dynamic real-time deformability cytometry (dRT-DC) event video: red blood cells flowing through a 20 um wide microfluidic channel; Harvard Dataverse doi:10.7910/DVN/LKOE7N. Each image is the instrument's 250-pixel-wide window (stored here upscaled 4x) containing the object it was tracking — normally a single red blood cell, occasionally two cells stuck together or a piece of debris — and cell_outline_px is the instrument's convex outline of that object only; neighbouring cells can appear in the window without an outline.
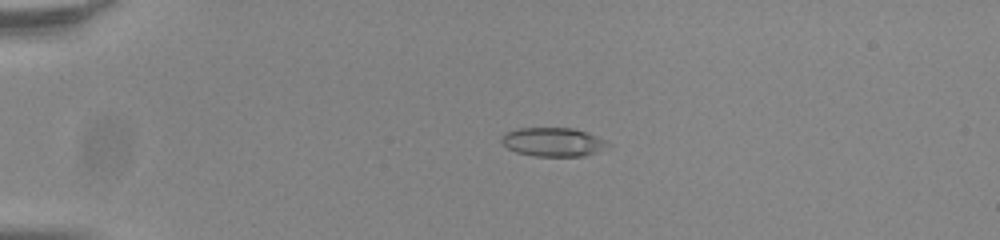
{"species": "common noctule bat (a hibernating species)", "species_latin": "Nyctalus noctula", "temperature_condition": "room temperature", "stored_images_in_passage": 40, "camera_frame_rate_fps": 3000, "um_per_image_px": 0.085, "animal": {"sex": "male", "body_mass_g": 20.0, "forearm_length_mm": 53.3}, "frame": {"image": 1, "passage_image": 2, "time_ms": 0.333, "image_size_px": [1000, 240], "cell_outline_px": [[612, 148], [584, 156], [536, 156], [516, 152], [508, 148], [500, 140], [500, 136], [504, 132], [516, 128], [572, 128], [588, 132], [608, 140], [612, 144]], "centroid_in_image_um": [47.09, 12.07], "position_along_channel_um": 37.9, "area_um2": 18.38}}
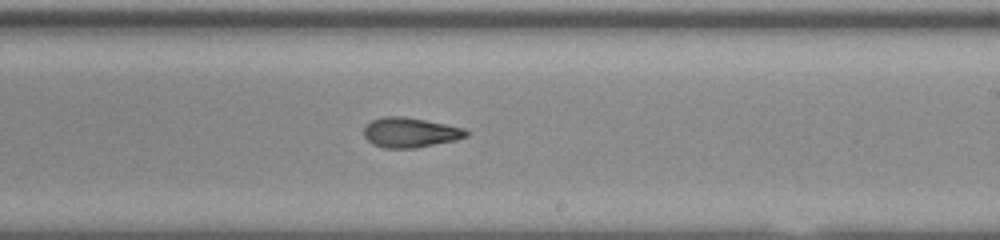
{"frame": {"image": 2, "passage_image": 23, "time_ms": 7.333, "image_size_px": [1000, 240], "cell_outline_px": [[468, 136], [456, 140], [416, 148], [384, 148], [372, 144], [364, 136], [364, 128], [372, 120], [384, 116], [400, 116], [424, 120], [464, 128], [468, 132]], "centroid_in_image_um": [34.86, 11.27], "position_along_channel_um": 254.1, "area_um2": 17.69}}
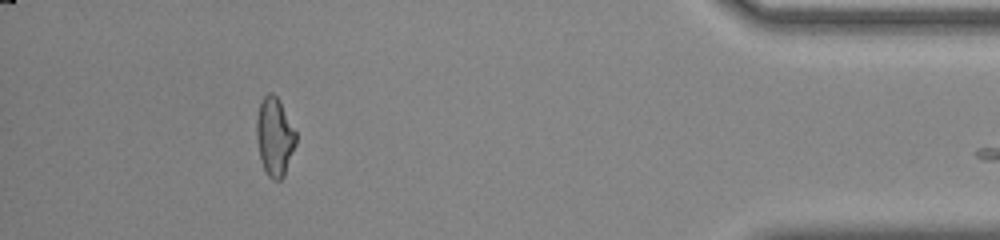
{"frame": {"image": 3, "passage_image": 39, "time_ms": 12.667, "image_size_px": [1000, 240], "cell_outline_px": [[296, 144], [284, 176], [280, 180], [272, 180], [268, 176], [260, 160], [256, 136], [256, 120], [260, 104], [264, 96], [268, 92], [272, 92], [276, 96], [296, 132]], "centroid_in_image_um": [23.33, 11.65], "position_along_channel_um": 411.9, "area_um2": 17.86}}